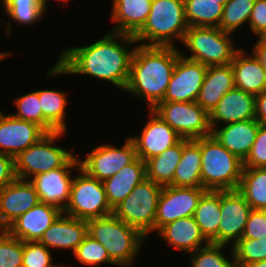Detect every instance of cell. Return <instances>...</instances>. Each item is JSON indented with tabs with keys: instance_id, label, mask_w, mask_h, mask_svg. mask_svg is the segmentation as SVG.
I'll return each instance as SVG.
<instances>
[{
	"instance_id": "1",
	"label": "cell",
	"mask_w": 266,
	"mask_h": 267,
	"mask_svg": "<svg viewBox=\"0 0 266 267\" xmlns=\"http://www.w3.org/2000/svg\"><path fill=\"white\" fill-rule=\"evenodd\" d=\"M135 43L137 41L132 35L109 31L90 45L65 48L47 74L89 75L124 91L136 49L133 47L130 50L128 47Z\"/></svg>"
},
{
	"instance_id": "2",
	"label": "cell",
	"mask_w": 266,
	"mask_h": 267,
	"mask_svg": "<svg viewBox=\"0 0 266 267\" xmlns=\"http://www.w3.org/2000/svg\"><path fill=\"white\" fill-rule=\"evenodd\" d=\"M179 55L177 47L137 45L124 91L144 100L152 110L164 99Z\"/></svg>"
},
{
	"instance_id": "3",
	"label": "cell",
	"mask_w": 266,
	"mask_h": 267,
	"mask_svg": "<svg viewBox=\"0 0 266 267\" xmlns=\"http://www.w3.org/2000/svg\"><path fill=\"white\" fill-rule=\"evenodd\" d=\"M188 27L184 0H152L147 20L134 39L142 46L175 47L174 40L181 43Z\"/></svg>"
},
{
	"instance_id": "4",
	"label": "cell",
	"mask_w": 266,
	"mask_h": 267,
	"mask_svg": "<svg viewBox=\"0 0 266 267\" xmlns=\"http://www.w3.org/2000/svg\"><path fill=\"white\" fill-rule=\"evenodd\" d=\"M86 222L87 234L103 245L116 265H133L135 256L139 254L146 239L137 228L119 220L113 214Z\"/></svg>"
},
{
	"instance_id": "5",
	"label": "cell",
	"mask_w": 266,
	"mask_h": 267,
	"mask_svg": "<svg viewBox=\"0 0 266 267\" xmlns=\"http://www.w3.org/2000/svg\"><path fill=\"white\" fill-rule=\"evenodd\" d=\"M201 183L206 190H237L243 161L222 146L213 135L200 138Z\"/></svg>"
},
{
	"instance_id": "6",
	"label": "cell",
	"mask_w": 266,
	"mask_h": 267,
	"mask_svg": "<svg viewBox=\"0 0 266 267\" xmlns=\"http://www.w3.org/2000/svg\"><path fill=\"white\" fill-rule=\"evenodd\" d=\"M231 36L218 27H188L182 44L192 55L180 54L207 67L230 64L239 50Z\"/></svg>"
},
{
	"instance_id": "7",
	"label": "cell",
	"mask_w": 266,
	"mask_h": 267,
	"mask_svg": "<svg viewBox=\"0 0 266 267\" xmlns=\"http://www.w3.org/2000/svg\"><path fill=\"white\" fill-rule=\"evenodd\" d=\"M64 134L65 131L47 133L21 152L14 159L16 178L29 180L35 175L64 167L75 156L69 150L55 146L56 140Z\"/></svg>"
},
{
	"instance_id": "8",
	"label": "cell",
	"mask_w": 266,
	"mask_h": 267,
	"mask_svg": "<svg viewBox=\"0 0 266 267\" xmlns=\"http://www.w3.org/2000/svg\"><path fill=\"white\" fill-rule=\"evenodd\" d=\"M162 188L152 180L144 179L113 209V215L147 237L155 231L157 203Z\"/></svg>"
},
{
	"instance_id": "9",
	"label": "cell",
	"mask_w": 266,
	"mask_h": 267,
	"mask_svg": "<svg viewBox=\"0 0 266 267\" xmlns=\"http://www.w3.org/2000/svg\"><path fill=\"white\" fill-rule=\"evenodd\" d=\"M76 169L79 175L72 180L69 202L63 214L85 221L112 215L103 181L90 177L81 168Z\"/></svg>"
},
{
	"instance_id": "10",
	"label": "cell",
	"mask_w": 266,
	"mask_h": 267,
	"mask_svg": "<svg viewBox=\"0 0 266 267\" xmlns=\"http://www.w3.org/2000/svg\"><path fill=\"white\" fill-rule=\"evenodd\" d=\"M152 110L182 139L196 140L212 135L209 113L197 102L162 101Z\"/></svg>"
},
{
	"instance_id": "11",
	"label": "cell",
	"mask_w": 266,
	"mask_h": 267,
	"mask_svg": "<svg viewBox=\"0 0 266 267\" xmlns=\"http://www.w3.org/2000/svg\"><path fill=\"white\" fill-rule=\"evenodd\" d=\"M137 158V152L133 141L127 138L120 148L110 144L97 146L86 155L85 159H79L80 167L90 177L100 181L112 177L123 167Z\"/></svg>"
},
{
	"instance_id": "12",
	"label": "cell",
	"mask_w": 266,
	"mask_h": 267,
	"mask_svg": "<svg viewBox=\"0 0 266 267\" xmlns=\"http://www.w3.org/2000/svg\"><path fill=\"white\" fill-rule=\"evenodd\" d=\"M206 191L203 187H163L157 203L155 231L177 219L194 216L199 200Z\"/></svg>"
},
{
	"instance_id": "13",
	"label": "cell",
	"mask_w": 266,
	"mask_h": 267,
	"mask_svg": "<svg viewBox=\"0 0 266 267\" xmlns=\"http://www.w3.org/2000/svg\"><path fill=\"white\" fill-rule=\"evenodd\" d=\"M207 66L179 55L163 101L196 102Z\"/></svg>"
},
{
	"instance_id": "14",
	"label": "cell",
	"mask_w": 266,
	"mask_h": 267,
	"mask_svg": "<svg viewBox=\"0 0 266 267\" xmlns=\"http://www.w3.org/2000/svg\"><path fill=\"white\" fill-rule=\"evenodd\" d=\"M250 204L238 190L220 191V224L218 227V244L233 245L242 238Z\"/></svg>"
},
{
	"instance_id": "15",
	"label": "cell",
	"mask_w": 266,
	"mask_h": 267,
	"mask_svg": "<svg viewBox=\"0 0 266 267\" xmlns=\"http://www.w3.org/2000/svg\"><path fill=\"white\" fill-rule=\"evenodd\" d=\"M80 167L79 158L74 156L64 167L33 176L29 179L34 186L39 200L64 211L69 198L73 177L70 173Z\"/></svg>"
},
{
	"instance_id": "16",
	"label": "cell",
	"mask_w": 266,
	"mask_h": 267,
	"mask_svg": "<svg viewBox=\"0 0 266 267\" xmlns=\"http://www.w3.org/2000/svg\"><path fill=\"white\" fill-rule=\"evenodd\" d=\"M148 114L150 118L148 117L141 135L129 137L134 143L137 157L144 162L160 155L182 139L153 110H149Z\"/></svg>"
},
{
	"instance_id": "17",
	"label": "cell",
	"mask_w": 266,
	"mask_h": 267,
	"mask_svg": "<svg viewBox=\"0 0 266 267\" xmlns=\"http://www.w3.org/2000/svg\"><path fill=\"white\" fill-rule=\"evenodd\" d=\"M47 133L37 124L0 111V153L14 159Z\"/></svg>"
},
{
	"instance_id": "18",
	"label": "cell",
	"mask_w": 266,
	"mask_h": 267,
	"mask_svg": "<svg viewBox=\"0 0 266 267\" xmlns=\"http://www.w3.org/2000/svg\"><path fill=\"white\" fill-rule=\"evenodd\" d=\"M40 202L29 180L15 178L0 189V220L7 228L15 219Z\"/></svg>"
},
{
	"instance_id": "19",
	"label": "cell",
	"mask_w": 266,
	"mask_h": 267,
	"mask_svg": "<svg viewBox=\"0 0 266 267\" xmlns=\"http://www.w3.org/2000/svg\"><path fill=\"white\" fill-rule=\"evenodd\" d=\"M63 213L59 208L39 202L15 219L6 231L23 242L39 241L43 233Z\"/></svg>"
},
{
	"instance_id": "20",
	"label": "cell",
	"mask_w": 266,
	"mask_h": 267,
	"mask_svg": "<svg viewBox=\"0 0 266 267\" xmlns=\"http://www.w3.org/2000/svg\"><path fill=\"white\" fill-rule=\"evenodd\" d=\"M255 97L236 87L228 91L209 113L211 129L219 122L231 124L255 119Z\"/></svg>"
},
{
	"instance_id": "21",
	"label": "cell",
	"mask_w": 266,
	"mask_h": 267,
	"mask_svg": "<svg viewBox=\"0 0 266 267\" xmlns=\"http://www.w3.org/2000/svg\"><path fill=\"white\" fill-rule=\"evenodd\" d=\"M87 235V222L61 214L52 225L43 233L38 241L45 245L49 250L51 248L75 249L83 242Z\"/></svg>"
},
{
	"instance_id": "22",
	"label": "cell",
	"mask_w": 266,
	"mask_h": 267,
	"mask_svg": "<svg viewBox=\"0 0 266 267\" xmlns=\"http://www.w3.org/2000/svg\"><path fill=\"white\" fill-rule=\"evenodd\" d=\"M259 126L256 119H250L217 126L212 130V135L229 152L244 161L256 139Z\"/></svg>"
},
{
	"instance_id": "23",
	"label": "cell",
	"mask_w": 266,
	"mask_h": 267,
	"mask_svg": "<svg viewBox=\"0 0 266 267\" xmlns=\"http://www.w3.org/2000/svg\"><path fill=\"white\" fill-rule=\"evenodd\" d=\"M159 238L165 240L178 251L187 253L207 246L210 242L201 233L200 227L193 216L177 219L164 225L157 233Z\"/></svg>"
},
{
	"instance_id": "24",
	"label": "cell",
	"mask_w": 266,
	"mask_h": 267,
	"mask_svg": "<svg viewBox=\"0 0 266 267\" xmlns=\"http://www.w3.org/2000/svg\"><path fill=\"white\" fill-rule=\"evenodd\" d=\"M146 179V163L137 157L118 173L103 181L107 202L113 210Z\"/></svg>"
},
{
	"instance_id": "25",
	"label": "cell",
	"mask_w": 266,
	"mask_h": 267,
	"mask_svg": "<svg viewBox=\"0 0 266 267\" xmlns=\"http://www.w3.org/2000/svg\"><path fill=\"white\" fill-rule=\"evenodd\" d=\"M112 32L134 36L145 24L150 13L152 0H113Z\"/></svg>"
},
{
	"instance_id": "26",
	"label": "cell",
	"mask_w": 266,
	"mask_h": 267,
	"mask_svg": "<svg viewBox=\"0 0 266 267\" xmlns=\"http://www.w3.org/2000/svg\"><path fill=\"white\" fill-rule=\"evenodd\" d=\"M234 87V72L231 63L209 66L196 102L210 113L224 94Z\"/></svg>"
},
{
	"instance_id": "27",
	"label": "cell",
	"mask_w": 266,
	"mask_h": 267,
	"mask_svg": "<svg viewBox=\"0 0 266 267\" xmlns=\"http://www.w3.org/2000/svg\"><path fill=\"white\" fill-rule=\"evenodd\" d=\"M231 66L236 88L255 96L265 91L264 67L252 52L247 55L243 49H239Z\"/></svg>"
},
{
	"instance_id": "28",
	"label": "cell",
	"mask_w": 266,
	"mask_h": 267,
	"mask_svg": "<svg viewBox=\"0 0 266 267\" xmlns=\"http://www.w3.org/2000/svg\"><path fill=\"white\" fill-rule=\"evenodd\" d=\"M200 138L183 139L182 157L173 175V186L202 187Z\"/></svg>"
},
{
	"instance_id": "29",
	"label": "cell",
	"mask_w": 266,
	"mask_h": 267,
	"mask_svg": "<svg viewBox=\"0 0 266 267\" xmlns=\"http://www.w3.org/2000/svg\"><path fill=\"white\" fill-rule=\"evenodd\" d=\"M43 113V130L46 133L67 131L65 124V110L68 103L66 93L53 90H37Z\"/></svg>"
},
{
	"instance_id": "30",
	"label": "cell",
	"mask_w": 266,
	"mask_h": 267,
	"mask_svg": "<svg viewBox=\"0 0 266 267\" xmlns=\"http://www.w3.org/2000/svg\"><path fill=\"white\" fill-rule=\"evenodd\" d=\"M183 152V139L160 155L148 159L146 178L161 187L173 186V175Z\"/></svg>"
},
{
	"instance_id": "31",
	"label": "cell",
	"mask_w": 266,
	"mask_h": 267,
	"mask_svg": "<svg viewBox=\"0 0 266 267\" xmlns=\"http://www.w3.org/2000/svg\"><path fill=\"white\" fill-rule=\"evenodd\" d=\"M220 214V191L207 190L200 198L193 217L201 233L212 244H218Z\"/></svg>"
},
{
	"instance_id": "32",
	"label": "cell",
	"mask_w": 266,
	"mask_h": 267,
	"mask_svg": "<svg viewBox=\"0 0 266 267\" xmlns=\"http://www.w3.org/2000/svg\"><path fill=\"white\" fill-rule=\"evenodd\" d=\"M189 27H219L223 15L220 0H184Z\"/></svg>"
},
{
	"instance_id": "33",
	"label": "cell",
	"mask_w": 266,
	"mask_h": 267,
	"mask_svg": "<svg viewBox=\"0 0 266 267\" xmlns=\"http://www.w3.org/2000/svg\"><path fill=\"white\" fill-rule=\"evenodd\" d=\"M253 210H266V168H243L237 189Z\"/></svg>"
},
{
	"instance_id": "34",
	"label": "cell",
	"mask_w": 266,
	"mask_h": 267,
	"mask_svg": "<svg viewBox=\"0 0 266 267\" xmlns=\"http://www.w3.org/2000/svg\"><path fill=\"white\" fill-rule=\"evenodd\" d=\"M255 0H229L223 6V15L219 27L234 34L244 23H249Z\"/></svg>"
},
{
	"instance_id": "35",
	"label": "cell",
	"mask_w": 266,
	"mask_h": 267,
	"mask_svg": "<svg viewBox=\"0 0 266 267\" xmlns=\"http://www.w3.org/2000/svg\"><path fill=\"white\" fill-rule=\"evenodd\" d=\"M223 247L226 245L209 243L207 246L204 245V247L189 253L191 267H237L233 248L229 250L231 258L228 259L224 256Z\"/></svg>"
},
{
	"instance_id": "36",
	"label": "cell",
	"mask_w": 266,
	"mask_h": 267,
	"mask_svg": "<svg viewBox=\"0 0 266 267\" xmlns=\"http://www.w3.org/2000/svg\"><path fill=\"white\" fill-rule=\"evenodd\" d=\"M3 2L4 13L10 16L11 20L21 25H30L38 22L45 14L38 0H0Z\"/></svg>"
},
{
	"instance_id": "37",
	"label": "cell",
	"mask_w": 266,
	"mask_h": 267,
	"mask_svg": "<svg viewBox=\"0 0 266 267\" xmlns=\"http://www.w3.org/2000/svg\"><path fill=\"white\" fill-rule=\"evenodd\" d=\"M237 267L266 259V237L258 239L241 238L233 246Z\"/></svg>"
},
{
	"instance_id": "38",
	"label": "cell",
	"mask_w": 266,
	"mask_h": 267,
	"mask_svg": "<svg viewBox=\"0 0 266 267\" xmlns=\"http://www.w3.org/2000/svg\"><path fill=\"white\" fill-rule=\"evenodd\" d=\"M73 253L78 262L83 265L97 266L102 263L116 265L110 259L107 250L103 247V245L88 234Z\"/></svg>"
},
{
	"instance_id": "39",
	"label": "cell",
	"mask_w": 266,
	"mask_h": 267,
	"mask_svg": "<svg viewBox=\"0 0 266 267\" xmlns=\"http://www.w3.org/2000/svg\"><path fill=\"white\" fill-rule=\"evenodd\" d=\"M16 114L14 117L37 124L43 129V113L37 90L24 94L15 100Z\"/></svg>"
},
{
	"instance_id": "40",
	"label": "cell",
	"mask_w": 266,
	"mask_h": 267,
	"mask_svg": "<svg viewBox=\"0 0 266 267\" xmlns=\"http://www.w3.org/2000/svg\"><path fill=\"white\" fill-rule=\"evenodd\" d=\"M23 241L7 231L0 233V267H22Z\"/></svg>"
},
{
	"instance_id": "41",
	"label": "cell",
	"mask_w": 266,
	"mask_h": 267,
	"mask_svg": "<svg viewBox=\"0 0 266 267\" xmlns=\"http://www.w3.org/2000/svg\"><path fill=\"white\" fill-rule=\"evenodd\" d=\"M50 250L38 241L23 242L22 267H63L52 261Z\"/></svg>"
},
{
	"instance_id": "42",
	"label": "cell",
	"mask_w": 266,
	"mask_h": 267,
	"mask_svg": "<svg viewBox=\"0 0 266 267\" xmlns=\"http://www.w3.org/2000/svg\"><path fill=\"white\" fill-rule=\"evenodd\" d=\"M244 168H266V124H260L251 150L243 161Z\"/></svg>"
},
{
	"instance_id": "43",
	"label": "cell",
	"mask_w": 266,
	"mask_h": 267,
	"mask_svg": "<svg viewBox=\"0 0 266 267\" xmlns=\"http://www.w3.org/2000/svg\"><path fill=\"white\" fill-rule=\"evenodd\" d=\"M266 237V210H251L242 238L258 239Z\"/></svg>"
},
{
	"instance_id": "44",
	"label": "cell",
	"mask_w": 266,
	"mask_h": 267,
	"mask_svg": "<svg viewBox=\"0 0 266 267\" xmlns=\"http://www.w3.org/2000/svg\"><path fill=\"white\" fill-rule=\"evenodd\" d=\"M248 26L258 37H266V0H255Z\"/></svg>"
},
{
	"instance_id": "45",
	"label": "cell",
	"mask_w": 266,
	"mask_h": 267,
	"mask_svg": "<svg viewBox=\"0 0 266 267\" xmlns=\"http://www.w3.org/2000/svg\"><path fill=\"white\" fill-rule=\"evenodd\" d=\"M15 178L14 158L0 153V189L10 184Z\"/></svg>"
},
{
	"instance_id": "46",
	"label": "cell",
	"mask_w": 266,
	"mask_h": 267,
	"mask_svg": "<svg viewBox=\"0 0 266 267\" xmlns=\"http://www.w3.org/2000/svg\"><path fill=\"white\" fill-rule=\"evenodd\" d=\"M255 119L260 124H266V91L255 97Z\"/></svg>"
},
{
	"instance_id": "47",
	"label": "cell",
	"mask_w": 266,
	"mask_h": 267,
	"mask_svg": "<svg viewBox=\"0 0 266 267\" xmlns=\"http://www.w3.org/2000/svg\"><path fill=\"white\" fill-rule=\"evenodd\" d=\"M261 65L266 68V37H258L252 51Z\"/></svg>"
},
{
	"instance_id": "48",
	"label": "cell",
	"mask_w": 266,
	"mask_h": 267,
	"mask_svg": "<svg viewBox=\"0 0 266 267\" xmlns=\"http://www.w3.org/2000/svg\"><path fill=\"white\" fill-rule=\"evenodd\" d=\"M247 267H266V259L250 264Z\"/></svg>"
},
{
	"instance_id": "49",
	"label": "cell",
	"mask_w": 266,
	"mask_h": 267,
	"mask_svg": "<svg viewBox=\"0 0 266 267\" xmlns=\"http://www.w3.org/2000/svg\"><path fill=\"white\" fill-rule=\"evenodd\" d=\"M39 1V4H40V6L45 10V11H47L46 9H47V5L46 4H48L47 3V1L48 0H38ZM58 1H63V2H68L69 0H58Z\"/></svg>"
},
{
	"instance_id": "50",
	"label": "cell",
	"mask_w": 266,
	"mask_h": 267,
	"mask_svg": "<svg viewBox=\"0 0 266 267\" xmlns=\"http://www.w3.org/2000/svg\"><path fill=\"white\" fill-rule=\"evenodd\" d=\"M11 54V51L9 52H0V61L4 58H6L7 56H9Z\"/></svg>"
},
{
	"instance_id": "51",
	"label": "cell",
	"mask_w": 266,
	"mask_h": 267,
	"mask_svg": "<svg viewBox=\"0 0 266 267\" xmlns=\"http://www.w3.org/2000/svg\"><path fill=\"white\" fill-rule=\"evenodd\" d=\"M6 229L7 228L1 223V220H0V233L5 232Z\"/></svg>"
},
{
	"instance_id": "52",
	"label": "cell",
	"mask_w": 266,
	"mask_h": 267,
	"mask_svg": "<svg viewBox=\"0 0 266 267\" xmlns=\"http://www.w3.org/2000/svg\"><path fill=\"white\" fill-rule=\"evenodd\" d=\"M228 1L229 0H220V4L224 6Z\"/></svg>"
},
{
	"instance_id": "53",
	"label": "cell",
	"mask_w": 266,
	"mask_h": 267,
	"mask_svg": "<svg viewBox=\"0 0 266 267\" xmlns=\"http://www.w3.org/2000/svg\"><path fill=\"white\" fill-rule=\"evenodd\" d=\"M264 76H265V91H266V68H264Z\"/></svg>"
}]
</instances>
